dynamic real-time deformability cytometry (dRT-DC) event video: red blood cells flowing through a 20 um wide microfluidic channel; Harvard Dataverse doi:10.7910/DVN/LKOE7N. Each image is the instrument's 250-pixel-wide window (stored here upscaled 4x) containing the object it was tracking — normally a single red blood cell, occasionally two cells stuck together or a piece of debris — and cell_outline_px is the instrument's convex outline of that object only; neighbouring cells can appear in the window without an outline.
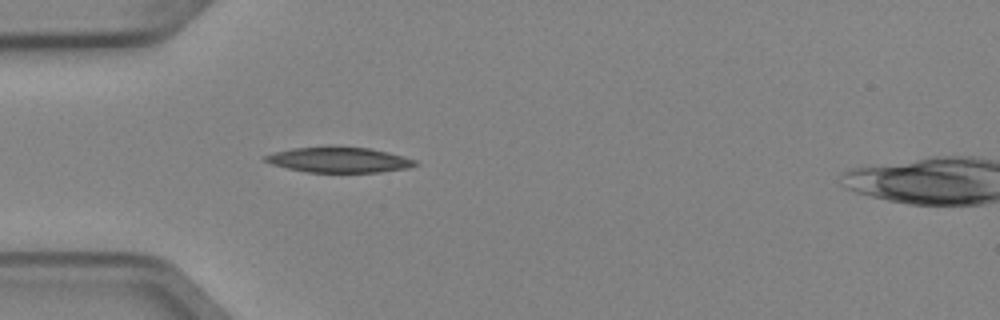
{"species": "Egyptian fruit bat (a non-hibernating species)", "species_latin": "Rousettus aegyptiacus", "temperature_condition": "cold", "stored_images_in_passage": 2, "camera_frame_rate_fps": 3000, "um_per_image_px": 0.085, "animal": {"sex": "female"}, "frame": {"image": 1, "passage_image": 1, "time_ms": 0.0, "image_size_px": [1000, 320], "cell_outline_px": [[420, 164], [408, 168], [380, 172], [308, 172], [288, 168], [272, 164], [264, 160], [264, 156], [276, 152], [292, 148], [332, 144], [368, 148], [388, 152], [404, 156], [416, 160]], "centroid_in_image_um": [28.84, 13.55], "position_along_channel_um": 56.2, "area_um2": 22.66}}